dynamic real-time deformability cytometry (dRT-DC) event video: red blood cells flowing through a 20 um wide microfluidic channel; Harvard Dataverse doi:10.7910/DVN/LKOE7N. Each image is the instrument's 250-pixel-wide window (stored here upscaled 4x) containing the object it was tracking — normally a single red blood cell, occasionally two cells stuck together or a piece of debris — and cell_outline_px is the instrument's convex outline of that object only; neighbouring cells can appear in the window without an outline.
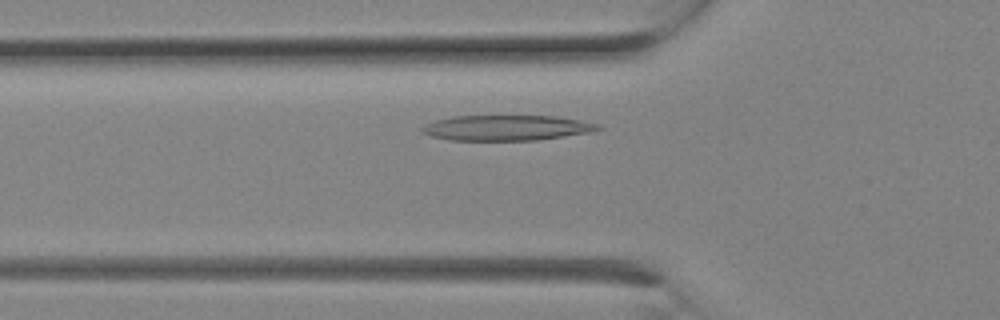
{"species": "Egyptian fruit bat (a non-hibernating species)", "species_latin": "Rousettus aegyptiacus", "temperature_condition": "room temperature", "stored_images_in_passage": 4, "camera_frame_rate_fps": 3000, "um_per_image_px": 0.085, "animal": {"sex": "female"}, "frame": {"image": 1, "passage_image": 2, "time_ms": 0.333, "image_size_px": [1000, 320], "cell_outline_px": [[604, 128], [596, 132], [536, 140], [448, 140], [432, 136], [420, 132], [420, 128], [424, 124], [436, 120], [452, 116], [560, 116], [600, 124]], "centroid_in_image_um": [43.11, 10.86], "position_along_channel_um": 82.7, "area_um2": 26.36}}
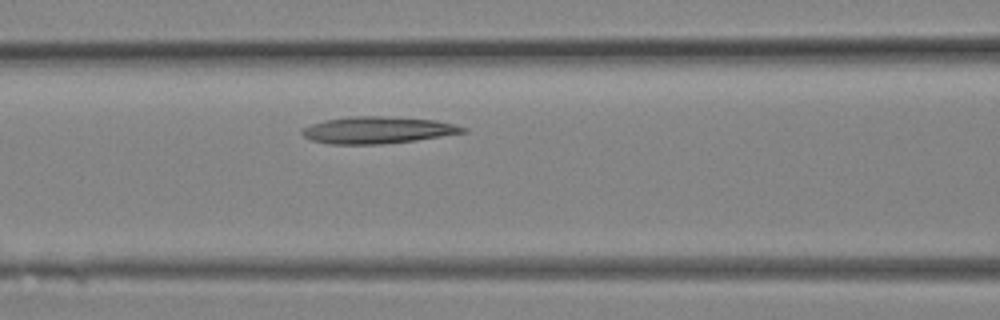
{"frame": {"image": 2, "passage_image": 4, "time_ms": 1.0, "image_size_px": [1000, 320], "cell_outline_px": [[468, 132], [416, 140], [380, 144], [332, 144], [312, 140], [304, 136], [300, 132], [304, 128], [312, 124], [324, 120], [348, 116], [384, 116], [436, 120], [456, 124], [468, 128]], "centroid_in_image_um": [32.14, 11.05], "position_along_channel_um": 134.5, "area_um2": 25.2}}